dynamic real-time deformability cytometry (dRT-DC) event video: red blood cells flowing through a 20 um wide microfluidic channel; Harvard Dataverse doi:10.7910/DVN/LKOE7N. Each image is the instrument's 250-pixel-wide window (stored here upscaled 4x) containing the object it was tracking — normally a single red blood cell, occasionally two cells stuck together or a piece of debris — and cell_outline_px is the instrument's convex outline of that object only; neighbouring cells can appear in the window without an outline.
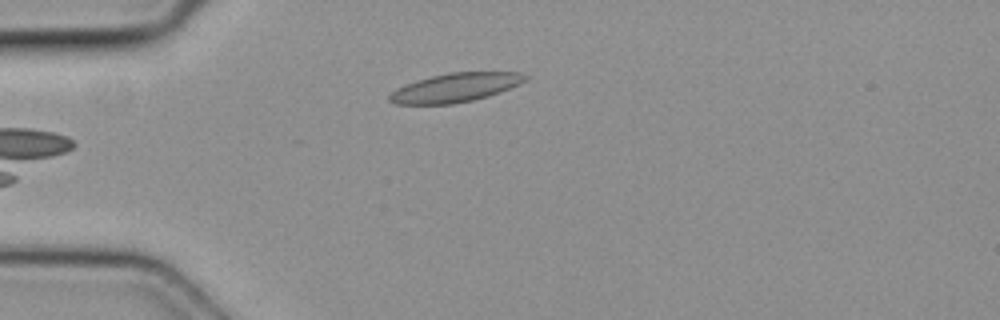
{"species": "common noctule bat (a hibernating species)", "species_latin": "Nyctalus noctula", "temperature_condition": "cold", "stored_images_in_passage": 3, "camera_frame_rate_fps": 3000, "um_per_image_px": 0.085, "animal": {"sex": "female", "body_mass_g": 19.3, "forearm_length_mm": 54.1}, "frame": {"image": 1, "passage_image": 3, "time_ms": 0.667, "image_size_px": [1000, 320], "cell_outline_px": [[532, 76], [528, 80], [520, 84], [500, 92], [488, 96], [472, 100], [452, 104], [396, 104], [388, 100], [388, 96], [396, 88], [404, 84], [432, 76], [448, 72], [520, 72]], "centroid_in_image_um": [38.74, 7.44], "position_along_channel_um": 46.3, "area_um2": 23.0}}